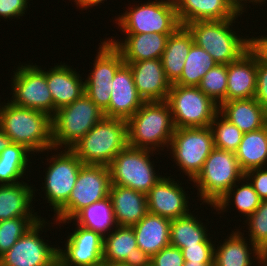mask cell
Segmentation results:
<instances>
[{
    "label": "cell",
    "mask_w": 267,
    "mask_h": 266,
    "mask_svg": "<svg viewBox=\"0 0 267 266\" xmlns=\"http://www.w3.org/2000/svg\"><path fill=\"white\" fill-rule=\"evenodd\" d=\"M0 128L11 142L25 146L33 154L54 150L51 117L43 112L14 105L9 100L2 102Z\"/></svg>",
    "instance_id": "6da1fadb"
},
{
    "label": "cell",
    "mask_w": 267,
    "mask_h": 266,
    "mask_svg": "<svg viewBox=\"0 0 267 266\" xmlns=\"http://www.w3.org/2000/svg\"><path fill=\"white\" fill-rule=\"evenodd\" d=\"M175 127L166 101L145 102L127 120L128 145L157 151L168 149Z\"/></svg>",
    "instance_id": "7a4b0ae2"
},
{
    "label": "cell",
    "mask_w": 267,
    "mask_h": 266,
    "mask_svg": "<svg viewBox=\"0 0 267 266\" xmlns=\"http://www.w3.org/2000/svg\"><path fill=\"white\" fill-rule=\"evenodd\" d=\"M243 14L240 12L235 18L227 20L195 21L186 27L197 46L208 52L218 64L228 65L240 58L249 48V36L240 37V34L232 29V24Z\"/></svg>",
    "instance_id": "3957f363"
},
{
    "label": "cell",
    "mask_w": 267,
    "mask_h": 266,
    "mask_svg": "<svg viewBox=\"0 0 267 266\" xmlns=\"http://www.w3.org/2000/svg\"><path fill=\"white\" fill-rule=\"evenodd\" d=\"M127 145V121L104 117L71 150L83 164L108 166Z\"/></svg>",
    "instance_id": "277c9868"
},
{
    "label": "cell",
    "mask_w": 267,
    "mask_h": 266,
    "mask_svg": "<svg viewBox=\"0 0 267 266\" xmlns=\"http://www.w3.org/2000/svg\"><path fill=\"white\" fill-rule=\"evenodd\" d=\"M104 117V111L85 93L73 103L57 109L51 118L54 151L58 152L62 147L71 149Z\"/></svg>",
    "instance_id": "5b68a950"
},
{
    "label": "cell",
    "mask_w": 267,
    "mask_h": 266,
    "mask_svg": "<svg viewBox=\"0 0 267 266\" xmlns=\"http://www.w3.org/2000/svg\"><path fill=\"white\" fill-rule=\"evenodd\" d=\"M243 177L235 153L214 148L192 182L201 204L214 206Z\"/></svg>",
    "instance_id": "8992f818"
},
{
    "label": "cell",
    "mask_w": 267,
    "mask_h": 266,
    "mask_svg": "<svg viewBox=\"0 0 267 266\" xmlns=\"http://www.w3.org/2000/svg\"><path fill=\"white\" fill-rule=\"evenodd\" d=\"M115 18L124 34H172L180 26L173 0L138 3Z\"/></svg>",
    "instance_id": "52a82bcc"
},
{
    "label": "cell",
    "mask_w": 267,
    "mask_h": 266,
    "mask_svg": "<svg viewBox=\"0 0 267 266\" xmlns=\"http://www.w3.org/2000/svg\"><path fill=\"white\" fill-rule=\"evenodd\" d=\"M127 145L108 165L111 185H118L147 194L163 177L154 170L151 156L156 152ZM154 163V164H153ZM158 173V174H156Z\"/></svg>",
    "instance_id": "ba28073f"
},
{
    "label": "cell",
    "mask_w": 267,
    "mask_h": 266,
    "mask_svg": "<svg viewBox=\"0 0 267 266\" xmlns=\"http://www.w3.org/2000/svg\"><path fill=\"white\" fill-rule=\"evenodd\" d=\"M166 102L175 128L209 127L219 112V105L198 86L172 84Z\"/></svg>",
    "instance_id": "9c48e42d"
},
{
    "label": "cell",
    "mask_w": 267,
    "mask_h": 266,
    "mask_svg": "<svg viewBox=\"0 0 267 266\" xmlns=\"http://www.w3.org/2000/svg\"><path fill=\"white\" fill-rule=\"evenodd\" d=\"M108 166L83 164L68 201L54 214L55 222L72 220L81 210L109 197Z\"/></svg>",
    "instance_id": "30bf717a"
},
{
    "label": "cell",
    "mask_w": 267,
    "mask_h": 266,
    "mask_svg": "<svg viewBox=\"0 0 267 266\" xmlns=\"http://www.w3.org/2000/svg\"><path fill=\"white\" fill-rule=\"evenodd\" d=\"M170 149L175 165L192 181L201 171L205 160L214 149L213 132L209 127L175 128Z\"/></svg>",
    "instance_id": "8fae6325"
},
{
    "label": "cell",
    "mask_w": 267,
    "mask_h": 266,
    "mask_svg": "<svg viewBox=\"0 0 267 266\" xmlns=\"http://www.w3.org/2000/svg\"><path fill=\"white\" fill-rule=\"evenodd\" d=\"M11 77V103L53 117L54 103L46 81L45 69L36 63H24V66L19 64Z\"/></svg>",
    "instance_id": "7c38bea8"
},
{
    "label": "cell",
    "mask_w": 267,
    "mask_h": 266,
    "mask_svg": "<svg viewBox=\"0 0 267 266\" xmlns=\"http://www.w3.org/2000/svg\"><path fill=\"white\" fill-rule=\"evenodd\" d=\"M47 158L49 167L46 168L42 188L45 200L56 213L69 199L76 183L83 162L71 149L59 150Z\"/></svg>",
    "instance_id": "4fadbf2b"
},
{
    "label": "cell",
    "mask_w": 267,
    "mask_h": 266,
    "mask_svg": "<svg viewBox=\"0 0 267 266\" xmlns=\"http://www.w3.org/2000/svg\"><path fill=\"white\" fill-rule=\"evenodd\" d=\"M48 222L46 218L36 222L0 256V266H54L58 262V247L49 245V241L39 234L47 226L50 227L48 224H53Z\"/></svg>",
    "instance_id": "5bb4252c"
},
{
    "label": "cell",
    "mask_w": 267,
    "mask_h": 266,
    "mask_svg": "<svg viewBox=\"0 0 267 266\" xmlns=\"http://www.w3.org/2000/svg\"><path fill=\"white\" fill-rule=\"evenodd\" d=\"M99 45L93 70L85 81V94L102 110L109 107L112 80L125 63L121 52L107 38Z\"/></svg>",
    "instance_id": "9a60e30c"
},
{
    "label": "cell",
    "mask_w": 267,
    "mask_h": 266,
    "mask_svg": "<svg viewBox=\"0 0 267 266\" xmlns=\"http://www.w3.org/2000/svg\"><path fill=\"white\" fill-rule=\"evenodd\" d=\"M57 222L58 225L73 222L76 226L68 235L65 247L58 246V262L62 266H92L103 262L104 236L100 232L79 226L73 220Z\"/></svg>",
    "instance_id": "2e32d148"
},
{
    "label": "cell",
    "mask_w": 267,
    "mask_h": 266,
    "mask_svg": "<svg viewBox=\"0 0 267 266\" xmlns=\"http://www.w3.org/2000/svg\"><path fill=\"white\" fill-rule=\"evenodd\" d=\"M170 177L164 175L150 189L147 193V204L148 212L174 220L190 213V196L188 197L178 180Z\"/></svg>",
    "instance_id": "e0dca14e"
},
{
    "label": "cell",
    "mask_w": 267,
    "mask_h": 266,
    "mask_svg": "<svg viewBox=\"0 0 267 266\" xmlns=\"http://www.w3.org/2000/svg\"><path fill=\"white\" fill-rule=\"evenodd\" d=\"M103 261L128 266H151V257L137 247L132 227L116 226L103 238Z\"/></svg>",
    "instance_id": "ac0fdd59"
},
{
    "label": "cell",
    "mask_w": 267,
    "mask_h": 266,
    "mask_svg": "<svg viewBox=\"0 0 267 266\" xmlns=\"http://www.w3.org/2000/svg\"><path fill=\"white\" fill-rule=\"evenodd\" d=\"M109 107L105 117L128 120L145 103L134 84L133 74L128 64L124 63L112 80Z\"/></svg>",
    "instance_id": "d6986e66"
},
{
    "label": "cell",
    "mask_w": 267,
    "mask_h": 266,
    "mask_svg": "<svg viewBox=\"0 0 267 266\" xmlns=\"http://www.w3.org/2000/svg\"><path fill=\"white\" fill-rule=\"evenodd\" d=\"M126 64L130 66L136 89L145 102L166 101L172 84L166 77L161 59Z\"/></svg>",
    "instance_id": "ffe728a7"
},
{
    "label": "cell",
    "mask_w": 267,
    "mask_h": 266,
    "mask_svg": "<svg viewBox=\"0 0 267 266\" xmlns=\"http://www.w3.org/2000/svg\"><path fill=\"white\" fill-rule=\"evenodd\" d=\"M180 25L195 21L235 18L239 9L231 0H173Z\"/></svg>",
    "instance_id": "44dd1931"
},
{
    "label": "cell",
    "mask_w": 267,
    "mask_h": 266,
    "mask_svg": "<svg viewBox=\"0 0 267 266\" xmlns=\"http://www.w3.org/2000/svg\"><path fill=\"white\" fill-rule=\"evenodd\" d=\"M84 78L73 67L61 63L46 71V81L50 90L54 114L57 109L73 103L85 93Z\"/></svg>",
    "instance_id": "7402d4cb"
},
{
    "label": "cell",
    "mask_w": 267,
    "mask_h": 266,
    "mask_svg": "<svg viewBox=\"0 0 267 266\" xmlns=\"http://www.w3.org/2000/svg\"><path fill=\"white\" fill-rule=\"evenodd\" d=\"M126 37L119 39L108 38L122 54L125 63L139 62L148 59H161L166 48L168 37L171 34L141 33L123 34Z\"/></svg>",
    "instance_id": "603a6c76"
},
{
    "label": "cell",
    "mask_w": 267,
    "mask_h": 266,
    "mask_svg": "<svg viewBox=\"0 0 267 266\" xmlns=\"http://www.w3.org/2000/svg\"><path fill=\"white\" fill-rule=\"evenodd\" d=\"M109 198L117 226L132 227L148 213L147 194L143 192L111 185Z\"/></svg>",
    "instance_id": "cb8c5ba5"
},
{
    "label": "cell",
    "mask_w": 267,
    "mask_h": 266,
    "mask_svg": "<svg viewBox=\"0 0 267 266\" xmlns=\"http://www.w3.org/2000/svg\"><path fill=\"white\" fill-rule=\"evenodd\" d=\"M257 59L248 50L227 65L226 101L254 98L256 92Z\"/></svg>",
    "instance_id": "d4e9b609"
},
{
    "label": "cell",
    "mask_w": 267,
    "mask_h": 266,
    "mask_svg": "<svg viewBox=\"0 0 267 266\" xmlns=\"http://www.w3.org/2000/svg\"><path fill=\"white\" fill-rule=\"evenodd\" d=\"M234 230L236 231L227 235L223 243L217 244V247L214 246L213 266H252L253 262L258 260L262 251L249 239H246L247 237H244V233L239 229Z\"/></svg>",
    "instance_id": "484cf974"
},
{
    "label": "cell",
    "mask_w": 267,
    "mask_h": 266,
    "mask_svg": "<svg viewBox=\"0 0 267 266\" xmlns=\"http://www.w3.org/2000/svg\"><path fill=\"white\" fill-rule=\"evenodd\" d=\"M219 113L243 133L258 130L267 124L266 109L255 98L223 102L219 105Z\"/></svg>",
    "instance_id": "4316f807"
},
{
    "label": "cell",
    "mask_w": 267,
    "mask_h": 266,
    "mask_svg": "<svg viewBox=\"0 0 267 266\" xmlns=\"http://www.w3.org/2000/svg\"><path fill=\"white\" fill-rule=\"evenodd\" d=\"M171 220L148 212L133 225L137 247L150 257L170 245Z\"/></svg>",
    "instance_id": "83f0119b"
},
{
    "label": "cell",
    "mask_w": 267,
    "mask_h": 266,
    "mask_svg": "<svg viewBox=\"0 0 267 266\" xmlns=\"http://www.w3.org/2000/svg\"><path fill=\"white\" fill-rule=\"evenodd\" d=\"M35 188L24 180L13 185H0V221L17 217H41L32 207L33 197L38 191Z\"/></svg>",
    "instance_id": "f1b7e54d"
},
{
    "label": "cell",
    "mask_w": 267,
    "mask_h": 266,
    "mask_svg": "<svg viewBox=\"0 0 267 266\" xmlns=\"http://www.w3.org/2000/svg\"><path fill=\"white\" fill-rule=\"evenodd\" d=\"M193 44V36L186 26L180 25L168 37L161 62L166 77L171 84H174L180 78L184 62Z\"/></svg>",
    "instance_id": "f546056e"
},
{
    "label": "cell",
    "mask_w": 267,
    "mask_h": 266,
    "mask_svg": "<svg viewBox=\"0 0 267 266\" xmlns=\"http://www.w3.org/2000/svg\"><path fill=\"white\" fill-rule=\"evenodd\" d=\"M235 156L244 173L254 168L267 167V124L258 130L244 133Z\"/></svg>",
    "instance_id": "4dcf8cb0"
},
{
    "label": "cell",
    "mask_w": 267,
    "mask_h": 266,
    "mask_svg": "<svg viewBox=\"0 0 267 266\" xmlns=\"http://www.w3.org/2000/svg\"><path fill=\"white\" fill-rule=\"evenodd\" d=\"M201 222L191 211L186 216L171 220L170 245L182 249L197 243H214L211 234L207 233V226Z\"/></svg>",
    "instance_id": "1f68e13d"
},
{
    "label": "cell",
    "mask_w": 267,
    "mask_h": 266,
    "mask_svg": "<svg viewBox=\"0 0 267 266\" xmlns=\"http://www.w3.org/2000/svg\"><path fill=\"white\" fill-rule=\"evenodd\" d=\"M29 154L33 153L13 142L0 153V185H13L22 181L20 178H25L31 160Z\"/></svg>",
    "instance_id": "d6a6232c"
},
{
    "label": "cell",
    "mask_w": 267,
    "mask_h": 266,
    "mask_svg": "<svg viewBox=\"0 0 267 266\" xmlns=\"http://www.w3.org/2000/svg\"><path fill=\"white\" fill-rule=\"evenodd\" d=\"M231 202L234 203L233 206L235 205L236 210L241 212V215L243 214V216L247 219L260 206L261 199L250 182L243 177L241 181L235 183L224 194V196H222L221 199H219L217 203L211 207L218 212L217 214H219L229 210L227 208L229 205H232Z\"/></svg>",
    "instance_id": "836d02e7"
},
{
    "label": "cell",
    "mask_w": 267,
    "mask_h": 266,
    "mask_svg": "<svg viewBox=\"0 0 267 266\" xmlns=\"http://www.w3.org/2000/svg\"><path fill=\"white\" fill-rule=\"evenodd\" d=\"M72 220L79 226L100 232L103 236L117 226L109 197L84 208Z\"/></svg>",
    "instance_id": "e575fe53"
},
{
    "label": "cell",
    "mask_w": 267,
    "mask_h": 266,
    "mask_svg": "<svg viewBox=\"0 0 267 266\" xmlns=\"http://www.w3.org/2000/svg\"><path fill=\"white\" fill-rule=\"evenodd\" d=\"M217 64L208 52L194 43L184 62L183 72L174 84L198 86L204 75Z\"/></svg>",
    "instance_id": "d590c367"
},
{
    "label": "cell",
    "mask_w": 267,
    "mask_h": 266,
    "mask_svg": "<svg viewBox=\"0 0 267 266\" xmlns=\"http://www.w3.org/2000/svg\"><path fill=\"white\" fill-rule=\"evenodd\" d=\"M214 148L236 152L243 137V132L234 124L224 118L219 112L211 122Z\"/></svg>",
    "instance_id": "8d00e7d4"
},
{
    "label": "cell",
    "mask_w": 267,
    "mask_h": 266,
    "mask_svg": "<svg viewBox=\"0 0 267 266\" xmlns=\"http://www.w3.org/2000/svg\"><path fill=\"white\" fill-rule=\"evenodd\" d=\"M198 88L220 105L226 102L227 93V65L217 64L201 79Z\"/></svg>",
    "instance_id": "74e56055"
},
{
    "label": "cell",
    "mask_w": 267,
    "mask_h": 266,
    "mask_svg": "<svg viewBox=\"0 0 267 266\" xmlns=\"http://www.w3.org/2000/svg\"><path fill=\"white\" fill-rule=\"evenodd\" d=\"M41 217H17L0 221V256L7 252Z\"/></svg>",
    "instance_id": "f35d334b"
},
{
    "label": "cell",
    "mask_w": 267,
    "mask_h": 266,
    "mask_svg": "<svg viewBox=\"0 0 267 266\" xmlns=\"http://www.w3.org/2000/svg\"><path fill=\"white\" fill-rule=\"evenodd\" d=\"M244 222L250 232L249 240L264 252L267 249V200H261L260 206Z\"/></svg>",
    "instance_id": "ab89813d"
},
{
    "label": "cell",
    "mask_w": 267,
    "mask_h": 266,
    "mask_svg": "<svg viewBox=\"0 0 267 266\" xmlns=\"http://www.w3.org/2000/svg\"><path fill=\"white\" fill-rule=\"evenodd\" d=\"M213 243H197L192 246H184L181 251L185 262H213Z\"/></svg>",
    "instance_id": "60d3db41"
},
{
    "label": "cell",
    "mask_w": 267,
    "mask_h": 266,
    "mask_svg": "<svg viewBox=\"0 0 267 266\" xmlns=\"http://www.w3.org/2000/svg\"><path fill=\"white\" fill-rule=\"evenodd\" d=\"M181 249L168 245L151 257V266H183Z\"/></svg>",
    "instance_id": "b9f144b4"
},
{
    "label": "cell",
    "mask_w": 267,
    "mask_h": 266,
    "mask_svg": "<svg viewBox=\"0 0 267 266\" xmlns=\"http://www.w3.org/2000/svg\"><path fill=\"white\" fill-rule=\"evenodd\" d=\"M29 0H0V18L20 19L26 15L25 12L30 8ZM29 5V7H28Z\"/></svg>",
    "instance_id": "7bdbcfd3"
},
{
    "label": "cell",
    "mask_w": 267,
    "mask_h": 266,
    "mask_svg": "<svg viewBox=\"0 0 267 266\" xmlns=\"http://www.w3.org/2000/svg\"><path fill=\"white\" fill-rule=\"evenodd\" d=\"M261 200H267V167L254 168L244 173Z\"/></svg>",
    "instance_id": "ee69618b"
},
{
    "label": "cell",
    "mask_w": 267,
    "mask_h": 266,
    "mask_svg": "<svg viewBox=\"0 0 267 266\" xmlns=\"http://www.w3.org/2000/svg\"><path fill=\"white\" fill-rule=\"evenodd\" d=\"M254 98L267 109V64L257 61L256 92Z\"/></svg>",
    "instance_id": "f6af8a7d"
},
{
    "label": "cell",
    "mask_w": 267,
    "mask_h": 266,
    "mask_svg": "<svg viewBox=\"0 0 267 266\" xmlns=\"http://www.w3.org/2000/svg\"><path fill=\"white\" fill-rule=\"evenodd\" d=\"M258 37H249L248 50L256 57L257 61L262 64H267V35Z\"/></svg>",
    "instance_id": "bcb514c9"
},
{
    "label": "cell",
    "mask_w": 267,
    "mask_h": 266,
    "mask_svg": "<svg viewBox=\"0 0 267 266\" xmlns=\"http://www.w3.org/2000/svg\"><path fill=\"white\" fill-rule=\"evenodd\" d=\"M231 1L239 9L240 12H245L246 8L248 6H249L248 8H251L249 3H251V4L253 3V5L254 4L257 5L259 3L258 5L261 6V5L265 4L266 3L265 1H267V0H231Z\"/></svg>",
    "instance_id": "7dc6e473"
},
{
    "label": "cell",
    "mask_w": 267,
    "mask_h": 266,
    "mask_svg": "<svg viewBox=\"0 0 267 266\" xmlns=\"http://www.w3.org/2000/svg\"><path fill=\"white\" fill-rule=\"evenodd\" d=\"M74 3H76V7L80 8L81 10H85L90 8V7H94V6H99L101 5L100 3H104L105 0H73ZM107 1V0H106Z\"/></svg>",
    "instance_id": "c3c4849f"
},
{
    "label": "cell",
    "mask_w": 267,
    "mask_h": 266,
    "mask_svg": "<svg viewBox=\"0 0 267 266\" xmlns=\"http://www.w3.org/2000/svg\"><path fill=\"white\" fill-rule=\"evenodd\" d=\"M11 143V140L0 128V153Z\"/></svg>",
    "instance_id": "681fc988"
},
{
    "label": "cell",
    "mask_w": 267,
    "mask_h": 266,
    "mask_svg": "<svg viewBox=\"0 0 267 266\" xmlns=\"http://www.w3.org/2000/svg\"><path fill=\"white\" fill-rule=\"evenodd\" d=\"M183 266H213V262H184Z\"/></svg>",
    "instance_id": "f907efd6"
},
{
    "label": "cell",
    "mask_w": 267,
    "mask_h": 266,
    "mask_svg": "<svg viewBox=\"0 0 267 266\" xmlns=\"http://www.w3.org/2000/svg\"><path fill=\"white\" fill-rule=\"evenodd\" d=\"M258 265L267 266V256L263 252L258 257Z\"/></svg>",
    "instance_id": "816d5d0a"
},
{
    "label": "cell",
    "mask_w": 267,
    "mask_h": 266,
    "mask_svg": "<svg viewBox=\"0 0 267 266\" xmlns=\"http://www.w3.org/2000/svg\"><path fill=\"white\" fill-rule=\"evenodd\" d=\"M104 266H128V265H125L123 263H111L104 261Z\"/></svg>",
    "instance_id": "f5cc1de1"
},
{
    "label": "cell",
    "mask_w": 267,
    "mask_h": 266,
    "mask_svg": "<svg viewBox=\"0 0 267 266\" xmlns=\"http://www.w3.org/2000/svg\"><path fill=\"white\" fill-rule=\"evenodd\" d=\"M92 266H104V261L99 263V264H96V265H92Z\"/></svg>",
    "instance_id": "db71d44e"
},
{
    "label": "cell",
    "mask_w": 267,
    "mask_h": 266,
    "mask_svg": "<svg viewBox=\"0 0 267 266\" xmlns=\"http://www.w3.org/2000/svg\"><path fill=\"white\" fill-rule=\"evenodd\" d=\"M54 266H62L59 262H57Z\"/></svg>",
    "instance_id": "11a10c76"
},
{
    "label": "cell",
    "mask_w": 267,
    "mask_h": 266,
    "mask_svg": "<svg viewBox=\"0 0 267 266\" xmlns=\"http://www.w3.org/2000/svg\"><path fill=\"white\" fill-rule=\"evenodd\" d=\"M263 253L267 256V249Z\"/></svg>",
    "instance_id": "9f6ffc18"
}]
</instances>
